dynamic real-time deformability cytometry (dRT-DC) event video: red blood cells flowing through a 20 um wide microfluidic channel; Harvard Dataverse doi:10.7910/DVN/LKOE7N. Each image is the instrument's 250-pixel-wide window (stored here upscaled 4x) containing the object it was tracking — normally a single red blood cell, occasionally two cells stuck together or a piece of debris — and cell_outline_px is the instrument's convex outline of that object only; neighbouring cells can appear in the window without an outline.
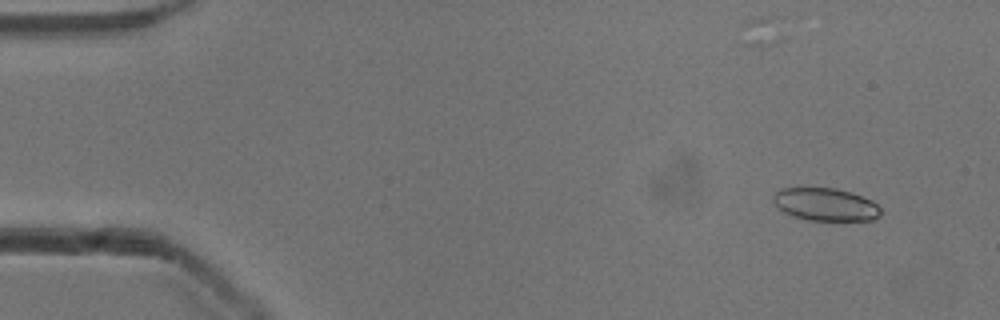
{"species": "common noctule bat (a hibernating species)", "species_latin": "Nyctalus noctula", "temperature_condition": "cold", "stored_images_in_passage": 53, "camera_frame_rate_fps": 3000, "um_per_image_px": 0.085, "animal": {"sex": "male", "body_mass_g": 13.3}, "frame": {"image": 1, "passage_image": 4, "time_ms": 1.0, "image_size_px": [1000, 320], "cell_outline_px": [[880, 216], [872, 220], [808, 220], [792, 216], [784, 212], [772, 200], [772, 196], [780, 188], [836, 188], [852, 192], [872, 200], [880, 208]], "centroid_in_image_um": [70.17, 17.37], "position_along_channel_um": 14.8, "area_um2": 20.52}}
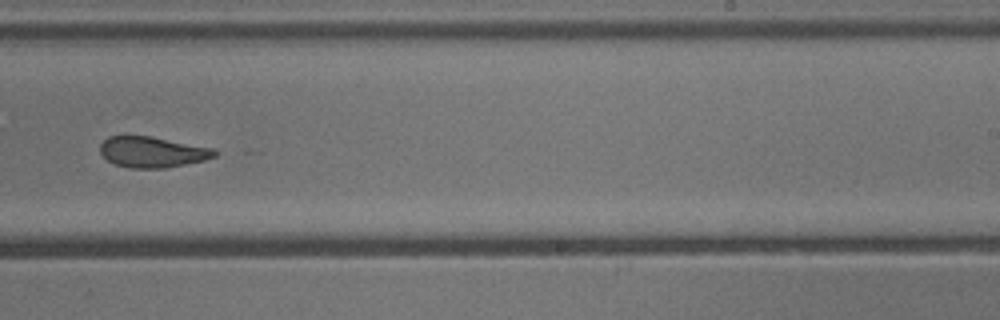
{"frame": {"image": 2, "passage_image": 33, "time_ms": 10.667, "image_size_px": [1000, 320], "cell_outline_px": [[216, 156], [204, 160], [164, 168], [128, 168], [116, 164], [108, 160], [100, 152], [100, 144], [108, 136], [152, 136], [212, 148], [216, 152]], "centroid_in_image_um": [12.92, 12.92], "position_along_channel_um": 276.1, "area_um2": 20.35}}
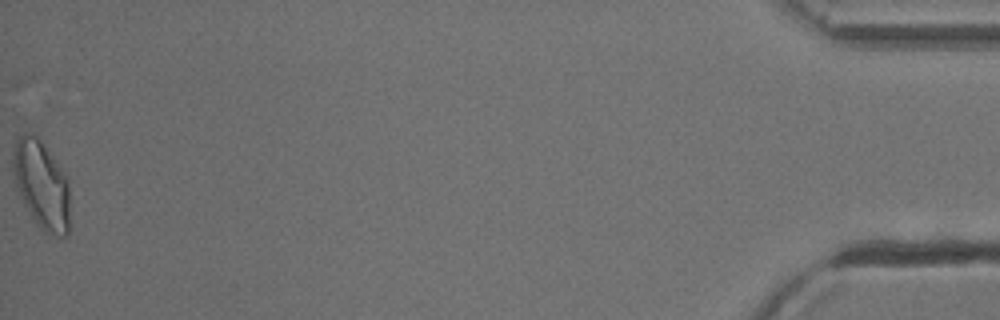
{"frame": {"image": 3, "passage_image": 53, "time_ms": 17.333, "image_size_px": [1000, 320], "cell_outline_px": [[68, 236], [56, 236], [44, 232], [36, 224], [24, 204], [12, 176], [12, 156], [16, 140], [24, 132], [32, 132], [40, 140], [68, 176]], "centroid_in_image_um": [3.51, 15.69], "position_along_channel_um": 431.7, "area_um2": 29.36}, "authors_computed_cell_mechanics": {"area_um2": 21.8484, "velocity_mm_per_s": 3.8818, "shape_relaxation_time_tau1_ms": 6.7052, "shape_relaxation_time_tau2_ms": 2.878, "deformation_change_tau1": 0.1631, "deformation_change_tau2": 0.1046}}